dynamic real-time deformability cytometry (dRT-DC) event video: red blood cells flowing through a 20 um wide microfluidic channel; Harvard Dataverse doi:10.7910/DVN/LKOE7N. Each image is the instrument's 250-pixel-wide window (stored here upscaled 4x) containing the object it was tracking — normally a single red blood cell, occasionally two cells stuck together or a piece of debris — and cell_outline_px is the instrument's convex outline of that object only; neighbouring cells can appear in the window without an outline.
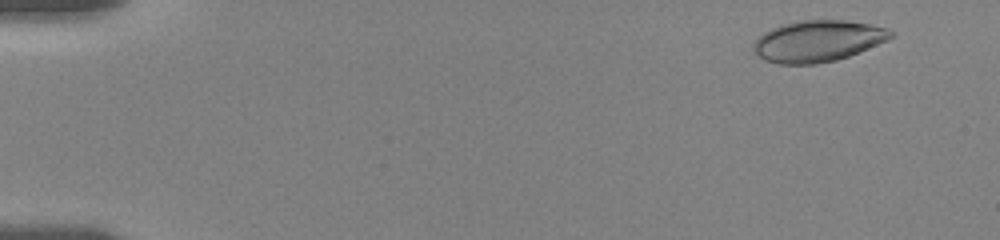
{"species": "human", "species_latin": "Homo sapiens", "temperature_condition": "room temperature", "stored_images_in_passage": 10, "camera_frame_rate_fps": 3000, "um_per_image_px": 0.085, "donor": {"sex": "female"}, "frame": {"image": 1, "passage_image": 1, "time_ms": 0.0, "image_size_px": [1000, 240], "cell_outline_px": [[892, 36], [888, 40], [848, 56], [836, 60], [816, 64], [780, 64], [764, 60], [752, 48], [752, 44], [764, 32], [772, 28], [796, 20], [844, 20], [868, 24], [888, 28], [892, 32]], "centroid_in_image_um": [69.5, 3.49], "position_along_channel_um": 15.5, "area_um2": 32.89}}
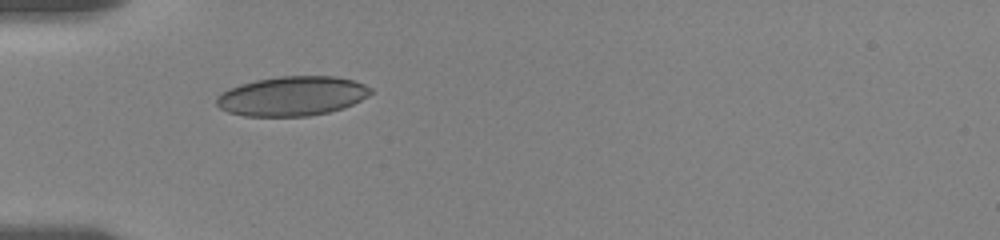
{"frame": {"image": 2, "passage_image": 7, "time_ms": 4.667, "image_size_px": [1000, 240], "cell_outline_px": [[372, 92], [368, 96], [344, 108], [328, 112], [308, 116], [244, 116], [228, 112], [220, 108], [216, 104], [216, 96], [220, 92], [228, 88], [240, 84], [256, 80], [280, 76], [336, 76], [352, 80], [364, 84], [372, 88]], "centroid_in_image_um": [24.81, 8.16], "position_along_channel_um": 60.2, "area_um2": 35.6}}
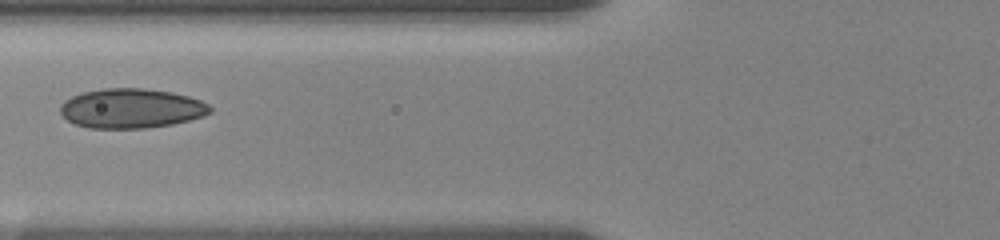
{"frame": {"image": 3, "passage_image": 9, "time_ms": 6.333, "image_size_px": [1000, 240], "cell_outline_px": [[212, 112], [204, 116], [172, 124], [144, 128], [88, 128], [76, 124], [68, 120], [60, 112], [60, 104], [64, 100], [72, 96], [84, 92], [100, 88], [140, 88], [172, 92], [188, 96], [200, 100], [208, 104], [212, 108]], "centroid_in_image_um": [11.16, 9.21], "position_along_channel_um": 114.6, "area_um2": 34.56}}